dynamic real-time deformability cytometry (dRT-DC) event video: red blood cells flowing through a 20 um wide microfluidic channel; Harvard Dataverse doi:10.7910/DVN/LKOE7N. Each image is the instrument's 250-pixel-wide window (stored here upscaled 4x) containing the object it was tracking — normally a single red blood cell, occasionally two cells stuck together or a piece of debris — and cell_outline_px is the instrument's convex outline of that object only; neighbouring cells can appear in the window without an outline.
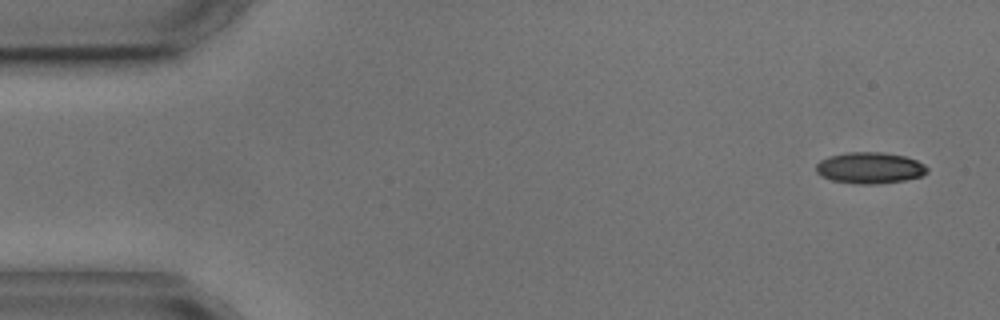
{"species": "common noctule bat (a hibernating species)", "species_latin": "Nyctalus noctula", "temperature_condition": "cold", "stored_images_in_passage": 4, "segment_of_instrument_passage": [2, 2], "camera_frame_rate_fps": 3000, "um_per_image_px": 0.085, "animal": {"sex": "male", "body_mass_g": 17.9, "forearm_length_mm": 54.2}, "frame": {"image": 1, "passage_image": 4, "time_ms": 3.667, "image_size_px": [1000, 320], "cell_outline_px": [[928, 172], [920, 176], [904, 180], [876, 184], [860, 184], [832, 180], [820, 176], [816, 172], [816, 164], [820, 160], [828, 156], [848, 152], [884, 152], [904, 156], [916, 160], [924, 164], [928, 168]], "centroid_in_image_um": [73.91, 14.26], "position_along_channel_um": 11.1, "area_um2": 20.29}}